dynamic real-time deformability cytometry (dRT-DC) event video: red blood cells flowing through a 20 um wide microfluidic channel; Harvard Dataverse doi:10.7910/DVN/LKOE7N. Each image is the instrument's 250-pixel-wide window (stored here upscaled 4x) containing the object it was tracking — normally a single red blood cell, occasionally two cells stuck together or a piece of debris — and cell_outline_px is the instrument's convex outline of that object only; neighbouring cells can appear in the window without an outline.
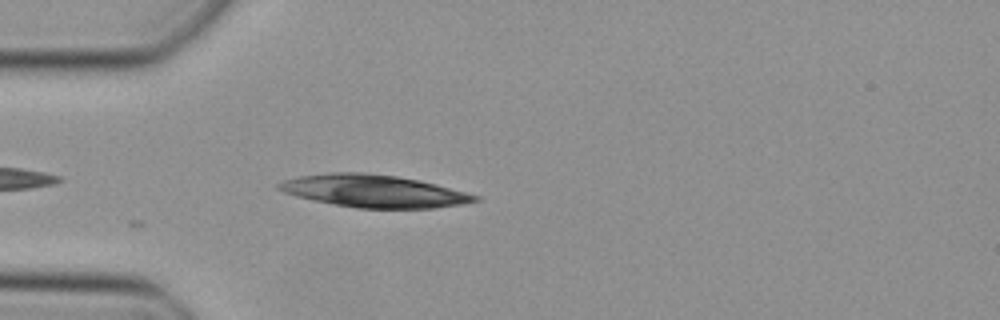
{"species": "Egyptian fruit bat (a non-hibernating species)", "species_latin": "Rousettus aegyptiacus", "temperature_condition": "cold", "stored_images_in_passage": 7, "camera_frame_rate_fps": 3000, "um_per_image_px": 0.085, "animal": {"sex": "female"}, "frame": {"image": 1, "passage_image": 2, "time_ms": 0.333, "image_size_px": [1000, 320], "cell_outline_px": [[480, 200], [460, 204], [436, 208], [356, 208], [332, 204], [312, 200], [296, 196], [284, 192], [276, 188], [276, 184], [284, 180], [300, 176], [332, 172], [364, 172], [396, 176], [420, 180], [436, 184], [480, 196]], "centroid_in_image_um": [31.75, 16.24], "position_along_channel_um": 53.3, "area_um2": 37.11}}